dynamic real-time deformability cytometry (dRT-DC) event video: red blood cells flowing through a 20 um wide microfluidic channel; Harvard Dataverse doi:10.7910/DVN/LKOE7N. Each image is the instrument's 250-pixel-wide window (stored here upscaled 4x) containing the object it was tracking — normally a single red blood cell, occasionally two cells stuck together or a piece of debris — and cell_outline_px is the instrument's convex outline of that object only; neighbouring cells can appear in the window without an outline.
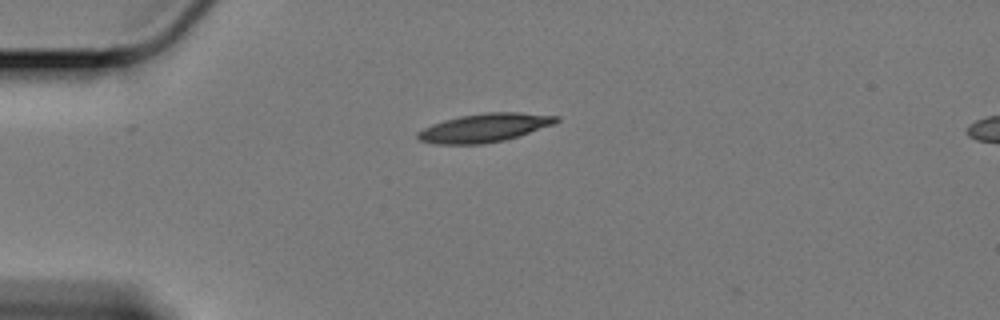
{"species": "Egyptian fruit bat (a non-hibernating species)", "species_latin": "Rousettus aegyptiacus", "temperature_condition": "cold", "stored_images_in_passage": 6, "camera_frame_rate_fps": 3000, "um_per_image_px": 0.085, "animal": {"sex": "female"}, "frame": {"image": 1, "passage_image": 2, "time_ms": 0.333, "image_size_px": [1000, 320], "cell_outline_px": [[560, 120], [556, 124], [504, 140], [480, 144], [436, 144], [420, 140], [416, 136], [416, 132], [432, 124], [444, 120], [460, 116], [484, 112], [520, 112], [560, 116]], "centroid_in_image_um": [41.21, 10.85], "position_along_channel_um": 43.8, "area_um2": 23.06}}